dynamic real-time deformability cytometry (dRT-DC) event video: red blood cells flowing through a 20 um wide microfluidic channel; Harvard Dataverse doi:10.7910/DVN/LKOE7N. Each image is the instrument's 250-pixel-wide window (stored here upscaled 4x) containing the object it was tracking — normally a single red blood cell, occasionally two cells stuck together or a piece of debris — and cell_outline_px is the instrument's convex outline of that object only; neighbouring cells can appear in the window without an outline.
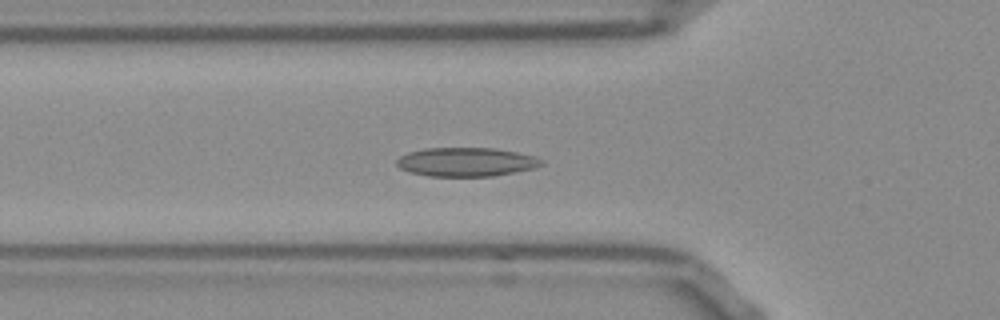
{"species": "Egyptian fruit bat (a non-hibernating species)", "species_latin": "Rousettus aegyptiacus", "temperature_condition": "room temperature", "stored_images_in_passage": 46, "camera_frame_rate_fps": 3000, "um_per_image_px": 0.085, "frame": {"image": 1, "passage_image": 10, "time_ms": 3.0, "image_size_px": [1000, 320], "cell_outline_px": [[544, 164], [532, 168], [492, 176], [428, 176], [408, 172], [400, 168], [396, 164], [396, 160], [400, 156], [408, 152], [424, 148], [496, 148], [536, 156], [544, 160]], "centroid_in_image_um": [39.6, 13.76], "position_along_channel_um": 86.2, "area_um2": 24.39}}
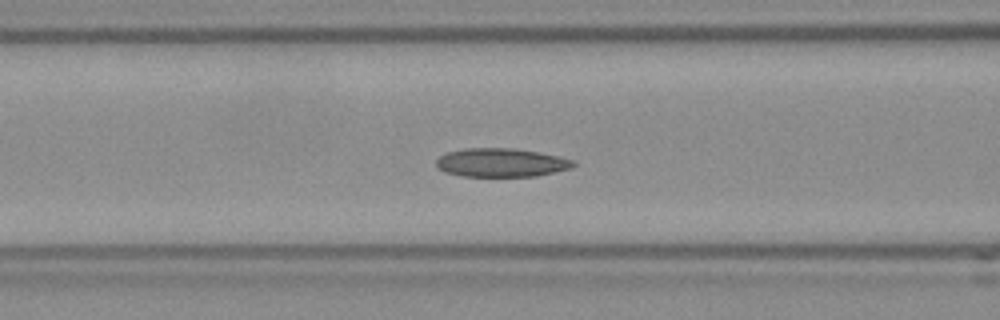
{"frame": {"image": 2, "passage_image": 13, "time_ms": 4.0, "image_size_px": [1000, 320], "cell_outline_px": [[576, 164], [572, 168], [536, 176], [464, 176], [444, 172], [436, 164], [436, 160], [440, 156], [448, 152], [464, 148], [512, 148], [540, 152], [560, 156], [576, 160]], "centroid_in_image_um": [42.65, 13.81], "position_along_channel_um": 123.9, "area_um2": 22.95}}
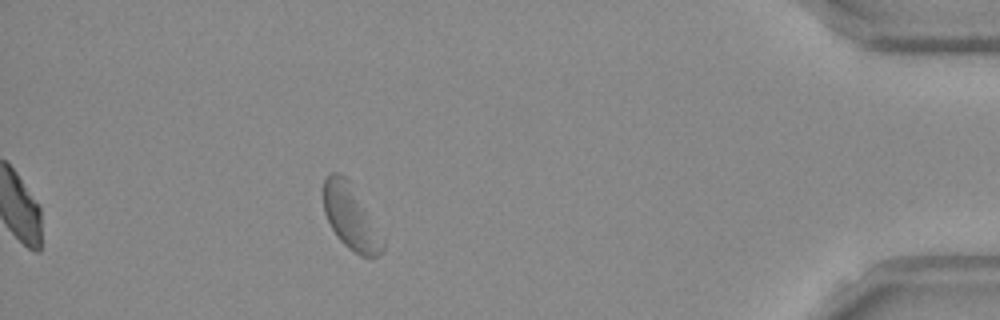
{"frame": {"image": 3, "passage_image": 40, "time_ms": 13.0, "image_size_px": [1000, 320], "cell_outline_px": [[384, 248], [380, 256], [360, 256], [348, 248], [336, 236], [324, 212], [324, 176], [332, 172], [340, 172], [348, 180], [384, 240]], "centroid_in_image_um": [29.78, 18.47], "position_along_channel_um": 405.4, "area_um2": 21.73}, "authors_computed_cell_mechanics": {"area_um2": 23.3801, "velocity_mm_per_s": 3.7223, "shape_relaxation_time_tau1_ms": null, "shape_relaxation_time_tau2_ms": 5.2779, "deformation_change_tau1": null, "deformation_change_tau2": 0.0848}}